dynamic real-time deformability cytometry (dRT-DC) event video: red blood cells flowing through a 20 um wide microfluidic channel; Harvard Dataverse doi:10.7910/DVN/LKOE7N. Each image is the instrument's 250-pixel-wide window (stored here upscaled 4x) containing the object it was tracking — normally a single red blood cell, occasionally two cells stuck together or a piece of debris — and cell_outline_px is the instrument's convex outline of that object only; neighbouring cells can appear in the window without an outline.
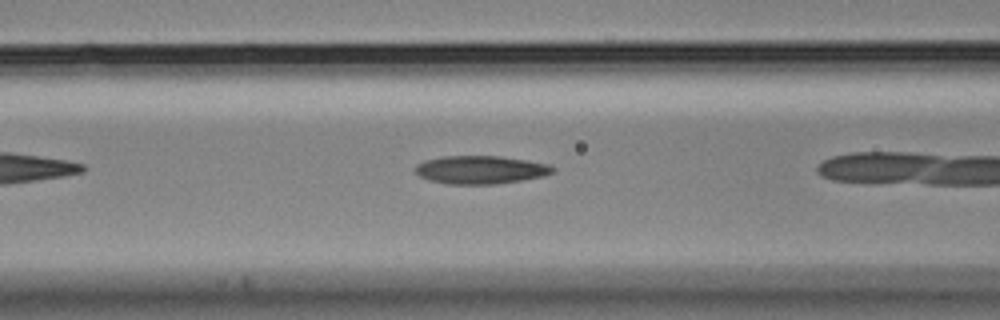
{"species": "Egyptian fruit bat (a non-hibernating species)", "species_latin": "Rousettus aegyptiacus", "temperature_condition": "cold", "stored_images_in_passage": 18, "camera_frame_rate_fps": 3000, "um_per_image_px": 0.085, "animal": {"sex": "male"}, "frame": {"image": 1, "passage_image": 6, "time_ms": 1.667, "image_size_px": [1000, 320], "cell_outline_px": [[556, 172], [544, 176], [496, 184], [444, 184], [428, 180], [420, 176], [416, 172], [416, 164], [424, 160], [444, 156], [500, 156], [548, 164], [556, 168]], "centroid_in_image_um": [40.84, 14.43], "position_along_channel_um": 125.8, "area_um2": 22.6}}
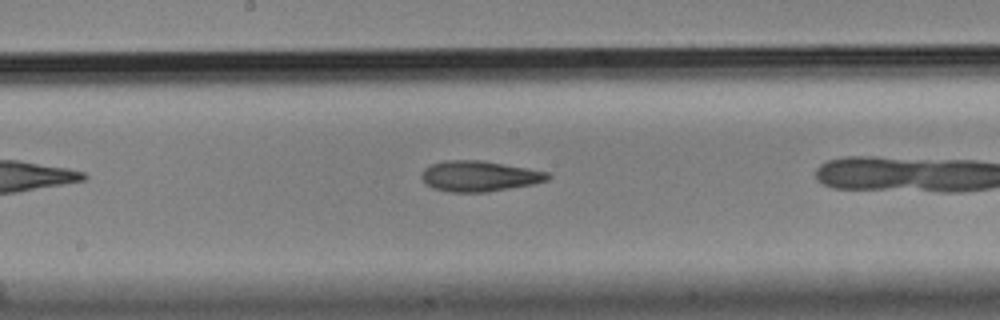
{"frame": {"image": 2, "passage_image": 13, "time_ms": 4.0, "image_size_px": [1000, 320], "cell_outline_px": [[552, 176], [548, 180], [532, 184], [488, 192], [448, 192], [432, 188], [420, 176], [424, 168], [432, 164], [444, 160], [480, 160], [504, 164], [548, 172]], "centroid_in_image_um": [40.73, 14.97], "position_along_channel_um": 207.5, "area_um2": 22.43}}